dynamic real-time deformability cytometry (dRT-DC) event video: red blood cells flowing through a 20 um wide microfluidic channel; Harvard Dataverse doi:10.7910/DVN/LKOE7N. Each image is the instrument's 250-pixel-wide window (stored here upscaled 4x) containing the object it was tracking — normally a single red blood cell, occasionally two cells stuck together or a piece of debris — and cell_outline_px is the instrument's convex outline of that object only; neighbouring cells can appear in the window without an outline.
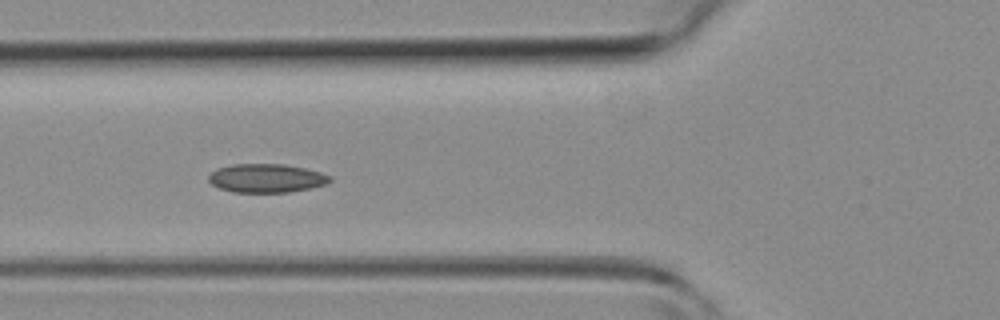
{"species": "common noctule bat (a hibernating species)", "species_latin": "Nyctalus noctula", "temperature_condition": "room temperature", "stored_images_in_passage": 5, "camera_frame_rate_fps": 3000, "um_per_image_px": 0.085, "animal": {"sex": "female", "body_mass_g": 19.3, "forearm_length_mm": 54.1}, "frame": {"image": 1, "passage_image": 5, "time_ms": 4.667, "image_size_px": [1000, 320], "cell_outline_px": [[332, 180], [328, 184], [288, 192], [232, 192], [220, 188], [212, 184], [208, 180], [208, 176], [216, 168], [232, 164], [284, 164], [304, 168], [320, 172], [332, 176]], "centroid_in_image_um": [22.64, 15.14], "position_along_channel_um": 103.2, "area_um2": 20.29}}